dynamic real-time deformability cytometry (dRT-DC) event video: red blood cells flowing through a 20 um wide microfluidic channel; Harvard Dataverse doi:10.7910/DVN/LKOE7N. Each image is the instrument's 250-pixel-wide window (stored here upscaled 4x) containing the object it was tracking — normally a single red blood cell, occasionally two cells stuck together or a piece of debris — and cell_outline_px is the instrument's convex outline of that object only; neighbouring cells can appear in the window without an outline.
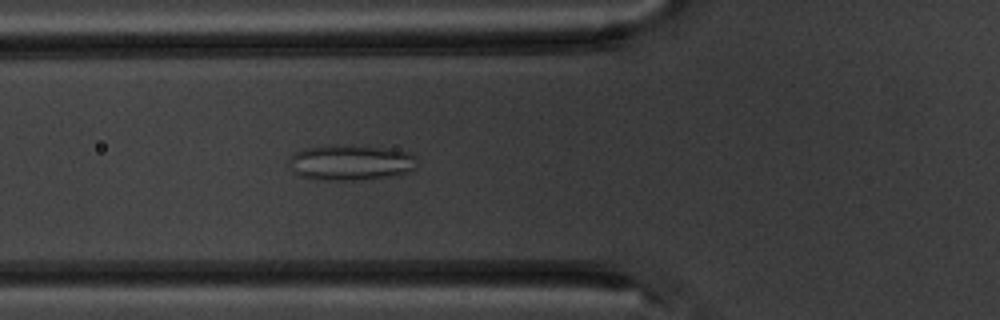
{"species": "common noctule bat (a hibernating species)", "species_latin": "Nyctalus noctula", "temperature_condition": "warm", "stored_images_in_passage": 6, "camera_frame_rate_fps": 3000, "um_per_image_px": 0.085, "animal": {"sex": "male", "body_mass_g": 20.1, "forearm_length_mm": 53.5}, "frame": {"image": 1, "passage_image": 6, "time_ms": 6.667, "image_size_px": [1000, 320], "cell_outline_px": [[416, 168], [408, 172], [392, 176], [352, 180], [316, 180], [296, 176], [288, 164], [288, 160], [296, 152], [304, 148], [348, 144], [380, 148], [408, 152], [416, 156]], "centroid_in_image_um": [29.76, 13.83], "position_along_channel_um": 96.0, "area_um2": 26.65}}